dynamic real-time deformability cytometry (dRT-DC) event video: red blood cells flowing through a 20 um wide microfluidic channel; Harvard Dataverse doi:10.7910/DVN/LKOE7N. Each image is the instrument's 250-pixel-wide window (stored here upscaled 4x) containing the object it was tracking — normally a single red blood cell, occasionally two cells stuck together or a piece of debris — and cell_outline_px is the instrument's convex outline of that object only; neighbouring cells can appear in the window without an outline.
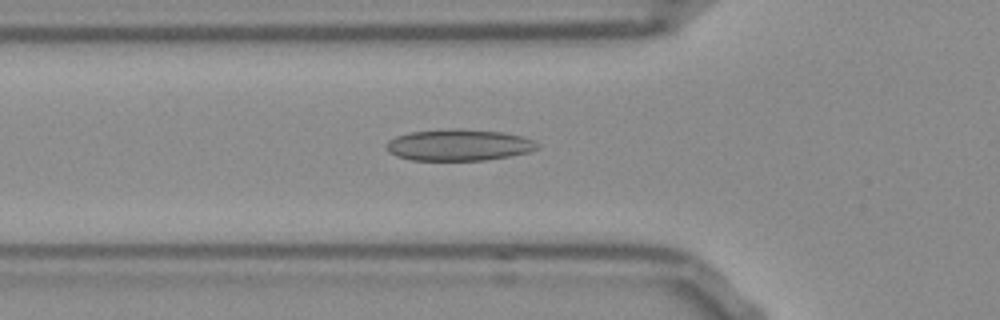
{"species": "Egyptian fruit bat (a non-hibernating species)", "species_latin": "Rousettus aegyptiacus", "temperature_condition": "room temperature", "stored_images_in_passage": 52, "camera_frame_rate_fps": 3000, "um_per_image_px": 0.085, "frame": {"image": 1, "passage_image": 17, "time_ms": 5.333, "image_size_px": [1000, 320], "cell_outline_px": [[540, 148], [528, 152], [508, 156], [484, 160], [412, 160], [396, 156], [388, 152], [388, 140], [396, 136], [412, 132], [440, 128], [460, 128], [504, 132], [520, 136], [532, 140]], "centroid_in_image_um": [38.98, 12.31], "position_along_channel_um": 86.8, "area_um2": 27.69}}
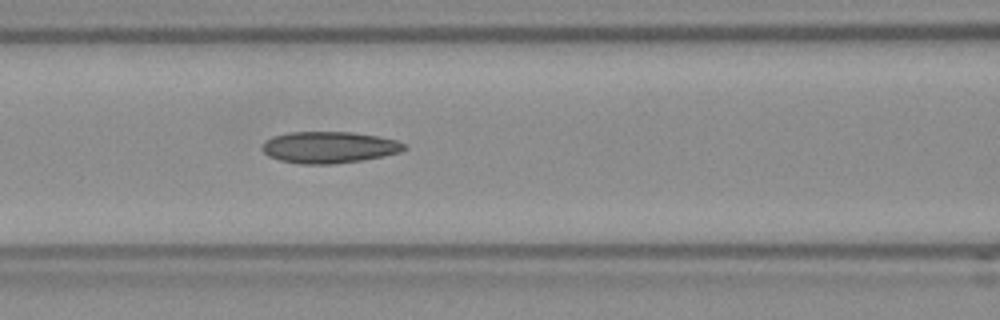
{"frame": {"image": 2, "passage_image": 21, "time_ms": 6.667, "image_size_px": [1000, 320], "cell_outline_px": [[408, 148], [400, 152], [384, 156], [360, 160], [332, 164], [300, 164], [280, 160], [268, 156], [260, 148], [272, 136], [292, 132], [352, 132], [376, 136], [396, 140], [408, 144]], "centroid_in_image_um": [28.0, 12.52], "position_along_channel_um": 138.6, "area_um2": 26.07}}
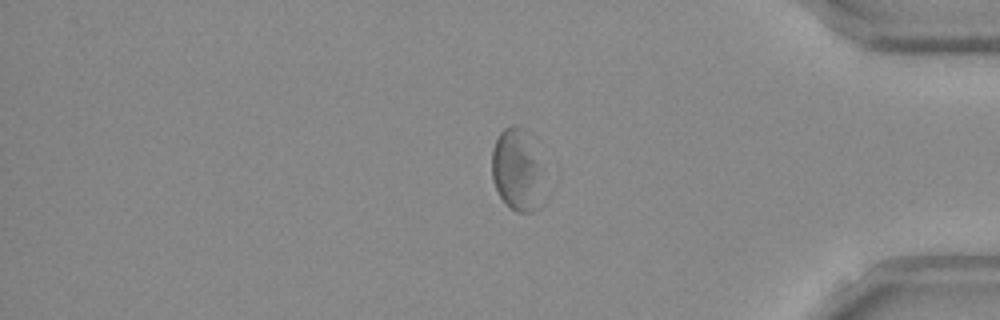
{"frame": {"image": 3, "passage_image": 43, "time_ms": 14.0, "image_size_px": [1000, 320], "cell_outline_px": [[548, 196], [544, 204], [540, 208], [532, 212], [516, 212], [504, 204], [492, 180], [492, 148], [500, 132], [504, 128], [516, 124], [532, 132]], "centroid_in_image_um": [44.05, 14.48], "position_along_channel_um": 391.2, "area_um2": 26.53}, "authors_computed_cell_mechanics": {"area_um2": 27.455, "velocity_mm_per_s": 3.8103, "shape_relaxation_time_tau1_ms": null, "shape_relaxation_time_tau2_ms": 1.7881, "deformation_change_tau1": null, "deformation_change_tau2": 0.0447}}